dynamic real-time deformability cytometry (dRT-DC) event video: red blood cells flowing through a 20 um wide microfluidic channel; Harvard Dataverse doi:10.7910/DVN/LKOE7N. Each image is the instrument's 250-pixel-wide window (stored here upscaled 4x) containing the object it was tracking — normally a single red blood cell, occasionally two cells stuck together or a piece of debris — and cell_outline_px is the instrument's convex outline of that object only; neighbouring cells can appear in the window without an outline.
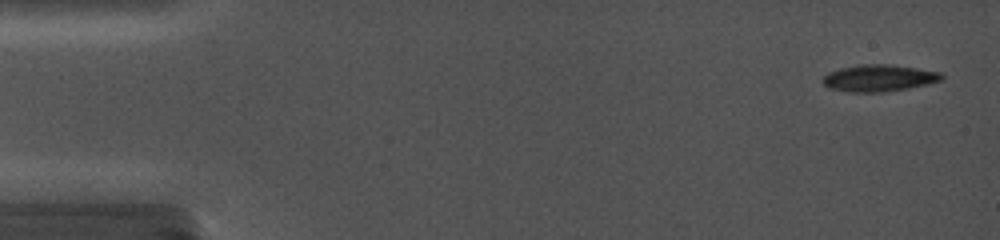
{"species": "common noctule bat (a hibernating species)", "species_latin": "Nyctalus noctula", "temperature_condition": "cold", "stored_images_in_passage": 35, "camera_frame_rate_fps": 5000, "um_per_image_px": 0.085, "animal": {"sex": "female", "body_mass_g": 19.0, "forearm_length_mm": 56.7}, "frame": {"image": 1, "passage_image": 1, "time_ms": 0.0, "image_size_px": [1000, 240], "cell_outline_px": [[944, 80], [928, 84], [908, 88], [884, 92], [848, 92], [828, 88], [820, 80], [828, 72], [840, 68], [860, 64], [888, 64], [916, 68], [940, 72], [944, 76]], "centroid_in_image_um": [74.69, 6.64], "position_along_channel_um": 10.3, "area_um2": 18.73}}
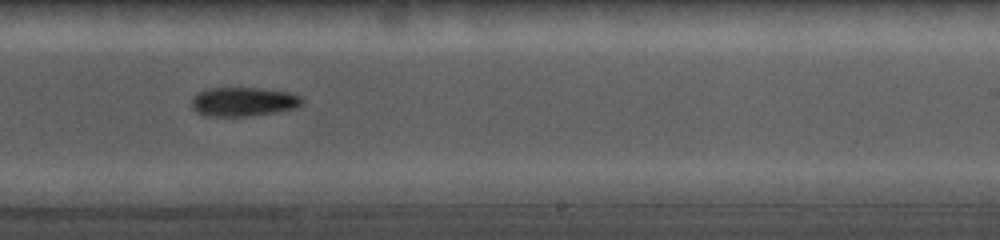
{"frame": {"image": 2, "passage_image": 21, "time_ms": 10.2, "image_size_px": [1000, 240], "cell_outline_px": [[304, 104], [296, 108], [276, 112], [248, 116], [208, 116], [196, 112], [192, 108], [192, 96], [208, 88], [260, 88], [288, 92], [300, 96], [304, 100]], "centroid_in_image_um": [20.71, 8.65], "position_along_channel_um": 268.3, "area_um2": 18.79}}
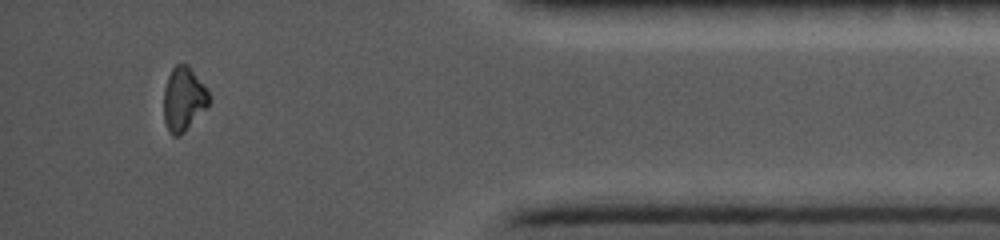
{"frame": {"image": 3, "passage_image": 32, "time_ms": 14.8, "image_size_px": [1000, 240], "cell_outline_px": [[208, 104], [184, 132], [180, 136], [172, 136], [164, 120], [164, 88], [168, 76], [172, 68], [176, 64], [188, 64], [208, 92]], "centroid_in_image_um": [15.56, 8.41], "position_along_channel_um": 419.6, "area_um2": 16.42}}